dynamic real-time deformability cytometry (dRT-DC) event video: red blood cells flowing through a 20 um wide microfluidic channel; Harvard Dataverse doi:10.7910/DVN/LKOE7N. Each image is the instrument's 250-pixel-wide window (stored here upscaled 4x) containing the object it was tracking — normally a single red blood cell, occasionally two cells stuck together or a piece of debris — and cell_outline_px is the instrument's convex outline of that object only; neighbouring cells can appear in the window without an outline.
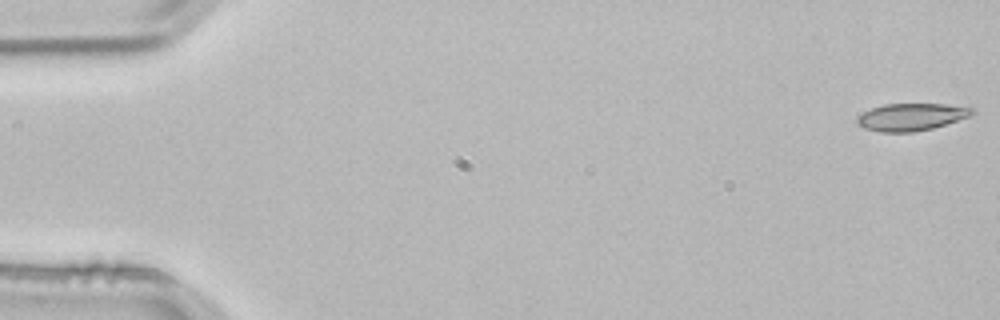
{"species": "common noctule bat (a hibernating species)", "species_latin": "Nyctalus noctula", "temperature_condition": "room temperature", "stored_images_in_passage": 3, "camera_frame_rate_fps": 3000, "um_per_image_px": 0.085, "animal": {"sex": "male", "body_mass_g": 21.5, "forearm_length_mm": 52.0}, "frame": {"image": 1, "passage_image": 1, "time_ms": 0.0, "image_size_px": [1000, 320], "cell_outline_px": [[976, 112], [968, 116], [932, 128], [912, 132], [880, 132], [864, 128], [856, 124], [856, 116], [872, 108], [884, 104], [944, 104], [976, 108]], "centroid_in_image_um": [77.42, 9.93], "position_along_channel_um": 7.6, "area_um2": 18.21}}
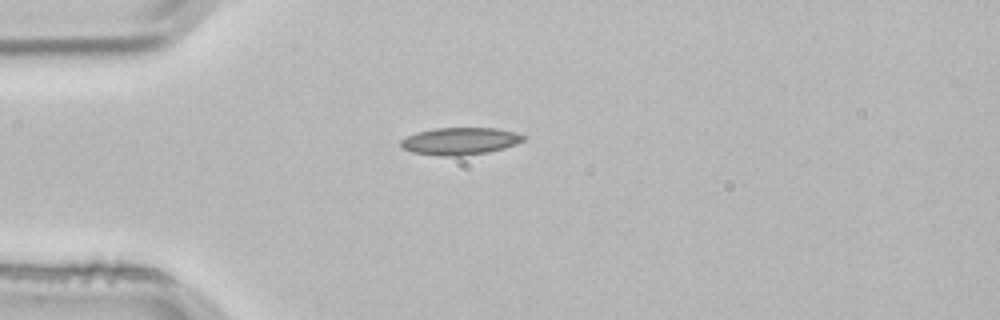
{"frame": {"image": 2, "passage_image": 3, "time_ms": 0.667, "image_size_px": [1000, 320], "cell_outline_px": [[524, 140], [516, 144], [504, 148], [488, 152], [464, 156], [440, 156], [412, 152], [400, 148], [400, 140], [416, 132], [432, 128], [496, 128], [516, 132], [524, 136]], "centroid_in_image_um": [39.07, 12.0], "position_along_channel_um": 45.9, "area_um2": 19.65}}